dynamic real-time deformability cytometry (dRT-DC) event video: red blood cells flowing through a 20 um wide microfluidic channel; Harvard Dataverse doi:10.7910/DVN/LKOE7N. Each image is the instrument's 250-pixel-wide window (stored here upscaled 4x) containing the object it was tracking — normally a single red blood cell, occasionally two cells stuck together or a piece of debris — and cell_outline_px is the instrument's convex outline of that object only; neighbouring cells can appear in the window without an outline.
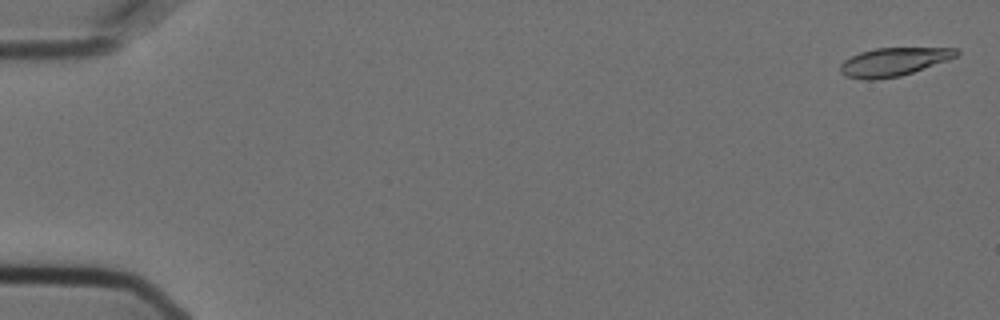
{"species": "Egyptian fruit bat (a non-hibernating species)", "species_latin": "Rousettus aegyptiacus", "temperature_condition": "cold", "stored_images_in_passage": 52, "camera_frame_rate_fps": 3000, "um_per_image_px": 0.085, "animal": {"sex": "female"}, "frame": {"image": 1, "passage_image": 2, "time_ms": 0.333, "image_size_px": [1000, 320], "cell_outline_px": [[960, 52], [956, 56], [948, 60], [900, 76], [876, 80], [864, 80], [848, 76], [840, 72], [840, 64], [844, 60], [860, 52], [876, 48], [956, 48]], "centroid_in_image_um": [75.94, 5.26], "position_along_channel_um": 9.1, "area_um2": 19.02}}
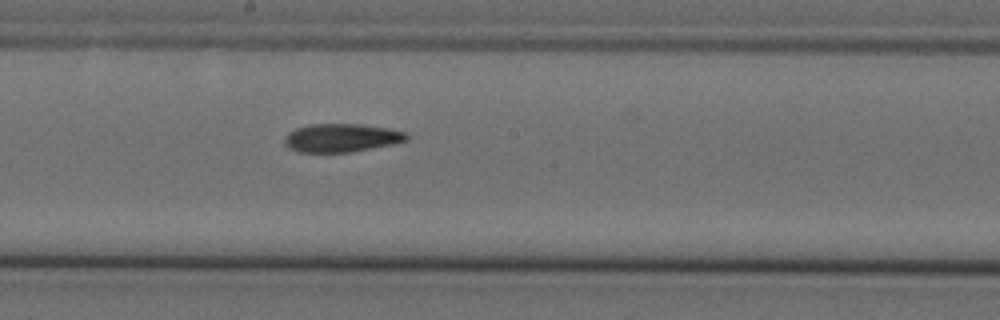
{"frame": {"image": 2, "passage_image": 32, "time_ms": 10.333, "image_size_px": [1000, 320], "cell_outline_px": [[408, 140], [392, 144], [348, 152], [300, 152], [288, 148], [284, 144], [284, 136], [288, 132], [296, 128], [308, 124], [360, 124], [408, 132]], "centroid_in_image_um": [28.98, 11.71], "position_along_channel_um": 219.2, "area_um2": 20.11}}
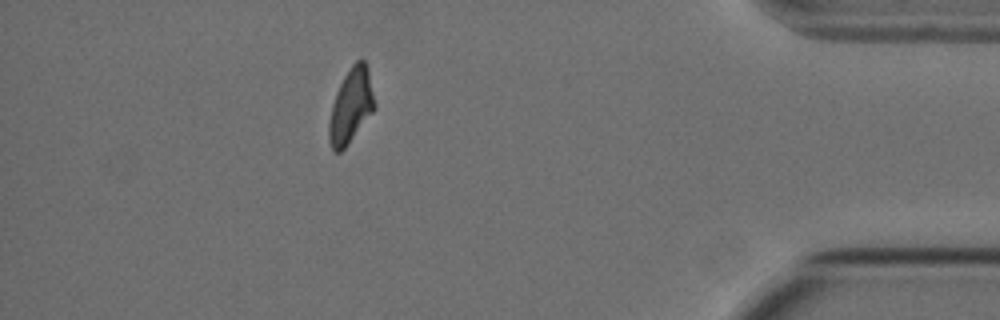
{"frame": {"image": 3, "passage_image": 51, "time_ms": 16.667, "image_size_px": [1000, 320], "cell_outline_px": [[376, 108], [348, 144], [340, 152], [332, 152], [328, 140], [328, 124], [332, 104], [336, 92], [344, 76], [352, 64], [356, 60], [364, 60], [368, 68], [376, 104]], "centroid_in_image_um": [29.82, 9.02], "position_along_channel_um": 405.4, "area_um2": 19.94}}